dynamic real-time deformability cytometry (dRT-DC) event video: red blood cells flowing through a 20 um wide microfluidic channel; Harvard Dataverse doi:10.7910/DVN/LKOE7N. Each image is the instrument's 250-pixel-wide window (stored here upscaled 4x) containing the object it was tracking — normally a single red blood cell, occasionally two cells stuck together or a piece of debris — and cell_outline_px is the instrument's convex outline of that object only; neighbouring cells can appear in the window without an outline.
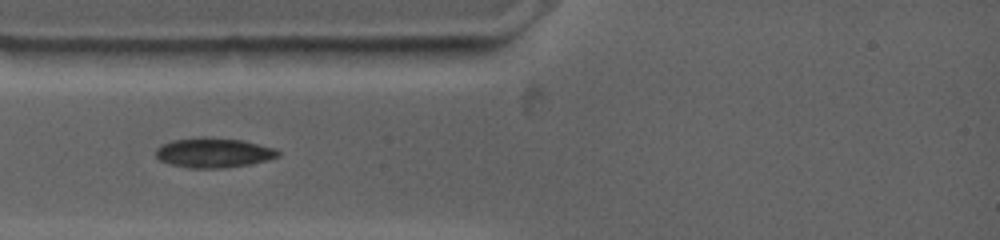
{"species": "common noctule bat (a hibernating species)", "species_latin": "Nyctalus noctula", "temperature_condition": "warm", "stored_images_in_passage": 34, "camera_frame_rate_fps": 4500, "um_per_image_px": 0.085, "animal": {"sex": "female", "body_mass_g": 19.0, "forearm_length_mm": 53.3}, "frame": {"image": 1, "passage_image": 1, "time_ms": 0.0, "image_size_px": [1000, 240], "cell_outline_px": [[280, 156], [248, 164], [224, 168], [188, 168], [172, 164], [160, 160], [156, 156], [156, 148], [172, 140], [200, 136], [204, 136], [244, 140], [276, 148], [280, 152]], "centroid_in_image_um": [18.16, 12.96], "position_along_channel_um": 66.8, "area_um2": 21.27}}
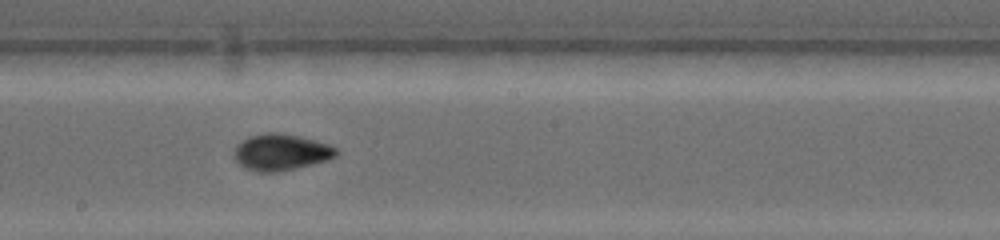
{"frame": {"image": 2, "passage_image": 10, "time_ms": 4.222, "image_size_px": [1000, 240], "cell_outline_px": [[340, 152], [336, 156], [328, 160], [296, 168], [276, 172], [256, 172], [244, 168], [232, 156], [232, 152], [236, 144], [248, 136], [264, 132], [280, 132], [316, 140], [328, 144], [336, 148]], "centroid_in_image_um": [23.84, 12.93], "position_along_channel_um": 224.4, "area_um2": 22.08}}
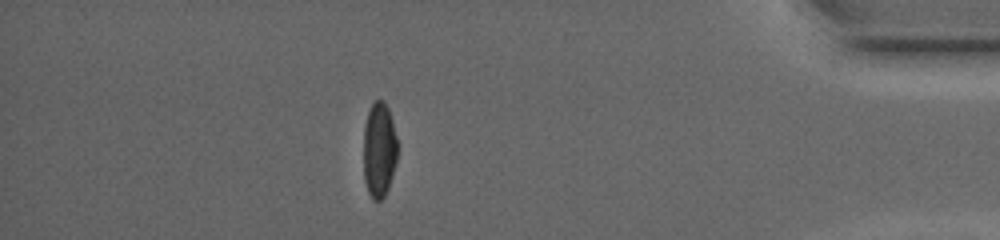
{"frame": {"image": 3, "passage_image": 25, "time_ms": 10.444, "image_size_px": [1000, 240], "cell_outline_px": [[400, 144], [392, 176], [388, 188], [384, 196], [380, 200], [372, 200], [368, 192], [364, 180], [364, 124], [368, 112], [372, 104], [376, 100], [384, 100], [388, 108]], "centroid_in_image_um": [32.25, 12.73], "position_along_channel_um": 403.0, "area_um2": 19.19}}